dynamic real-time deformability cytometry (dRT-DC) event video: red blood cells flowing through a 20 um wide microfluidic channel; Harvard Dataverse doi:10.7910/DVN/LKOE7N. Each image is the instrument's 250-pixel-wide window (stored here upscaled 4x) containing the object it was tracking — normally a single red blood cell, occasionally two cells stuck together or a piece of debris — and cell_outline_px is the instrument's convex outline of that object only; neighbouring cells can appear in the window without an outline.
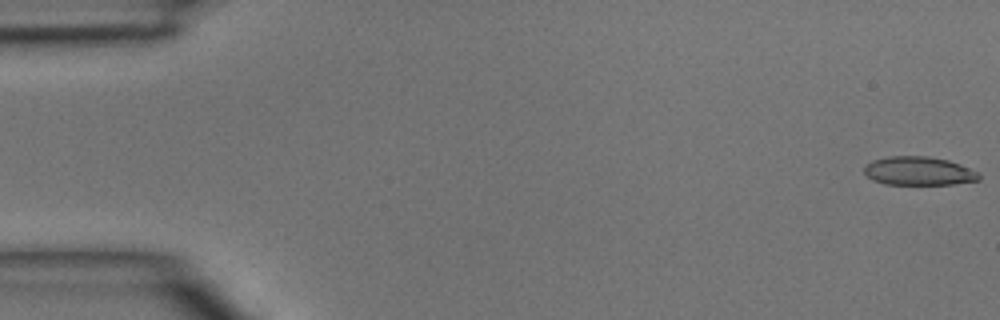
{"species": "common noctule bat (a hibernating species)", "species_latin": "Nyctalus noctula", "temperature_condition": "room temperature", "stored_images_in_passage": 14, "camera_frame_rate_fps": 3000, "um_per_image_px": 0.085, "animal": {"sex": "male", "body_mass_g": 15.6}, "frame": {"image": 1, "passage_image": 1, "time_ms": 0.0, "image_size_px": [1000, 320], "cell_outline_px": [[980, 180], [952, 184], [884, 184], [872, 180], [864, 172], [864, 168], [872, 160], [888, 156], [928, 156], [948, 160], [960, 164], [976, 172], [980, 176]], "centroid_in_image_um": [78.07, 14.53], "position_along_channel_um": 6.9, "area_um2": 19.02}}